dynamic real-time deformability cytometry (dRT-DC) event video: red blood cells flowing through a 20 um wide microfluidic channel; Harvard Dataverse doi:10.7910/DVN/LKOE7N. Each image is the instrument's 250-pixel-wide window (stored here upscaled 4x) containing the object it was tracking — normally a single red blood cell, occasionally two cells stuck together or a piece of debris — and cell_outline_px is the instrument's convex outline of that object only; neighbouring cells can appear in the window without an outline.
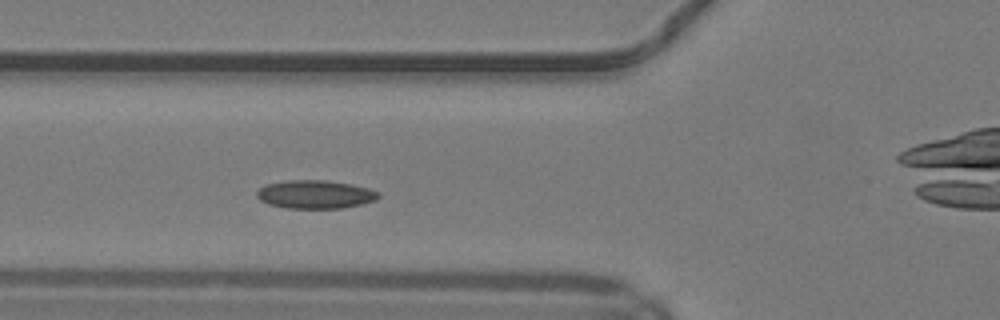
{"species": "common noctule bat (a hibernating species)", "species_latin": "Nyctalus noctula", "temperature_condition": "warm", "stored_images_in_passage": 45, "camera_frame_rate_fps": 3000, "um_per_image_px": 0.085, "animal": {"sex": "male", "body_mass_g": 19.2, "forearm_length_mm": 51.8}, "frame": {"image": 1, "passage_image": 13, "time_ms": 4.0, "image_size_px": [1000, 320], "cell_outline_px": [[380, 196], [376, 200], [360, 204], [340, 208], [288, 208], [268, 204], [260, 200], [256, 196], [256, 192], [264, 184], [288, 180], [324, 180], [352, 184], [368, 188], [380, 192]], "centroid_in_image_um": [26.78, 16.51], "position_along_channel_um": 99.0, "area_um2": 20.11}}
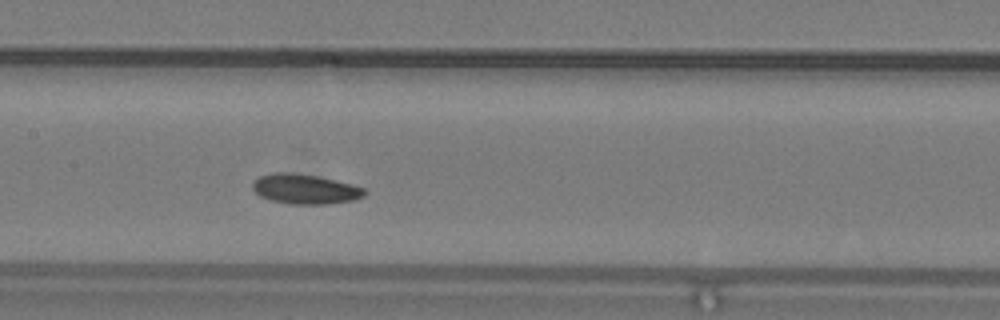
{"frame": {"image": 2, "passage_image": 19, "time_ms": 6.0, "image_size_px": [1000, 320], "cell_outline_px": [[368, 192], [364, 196], [356, 200], [324, 204], [288, 204], [272, 200], [260, 196], [252, 188], [252, 180], [260, 176], [276, 172], [292, 172], [316, 176], [352, 184], [364, 188]], "centroid_in_image_um": [25.93, 16.07], "position_along_channel_um": 181.5, "area_um2": 19.54}}
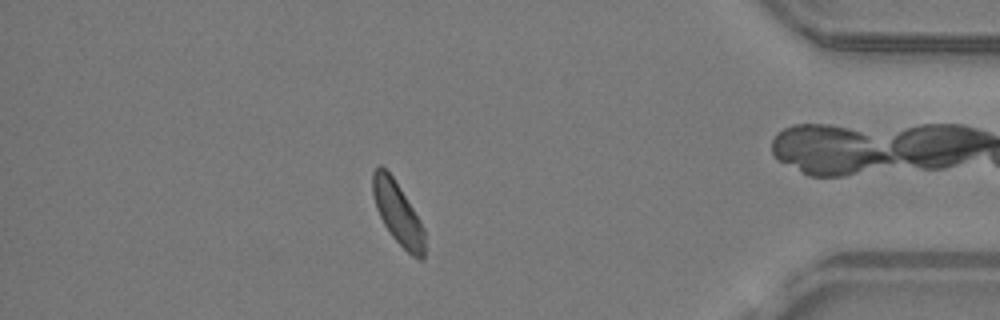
{"frame": {"image": 3, "passage_image": 38, "time_ms": 12.333, "image_size_px": [1000, 320], "cell_outline_px": [[424, 256], [420, 260], [412, 256], [392, 236], [384, 224], [376, 208], [372, 192], [372, 172], [380, 164], [392, 176], [400, 188], [420, 220], [424, 228]], "centroid_in_image_um": [33.8, 18.1], "position_along_channel_um": 401.4, "area_um2": 18.55}, "authors_computed_cell_mechanics": {"area_um2": 19.3052, "velocity_mm_per_s": 4.1096, "shape_relaxation_time_tau1_ms": 2.6906, "shape_relaxation_time_tau2_ms": null, "deformation_change_tau1": 0.0879, "deformation_change_tau2": null}}